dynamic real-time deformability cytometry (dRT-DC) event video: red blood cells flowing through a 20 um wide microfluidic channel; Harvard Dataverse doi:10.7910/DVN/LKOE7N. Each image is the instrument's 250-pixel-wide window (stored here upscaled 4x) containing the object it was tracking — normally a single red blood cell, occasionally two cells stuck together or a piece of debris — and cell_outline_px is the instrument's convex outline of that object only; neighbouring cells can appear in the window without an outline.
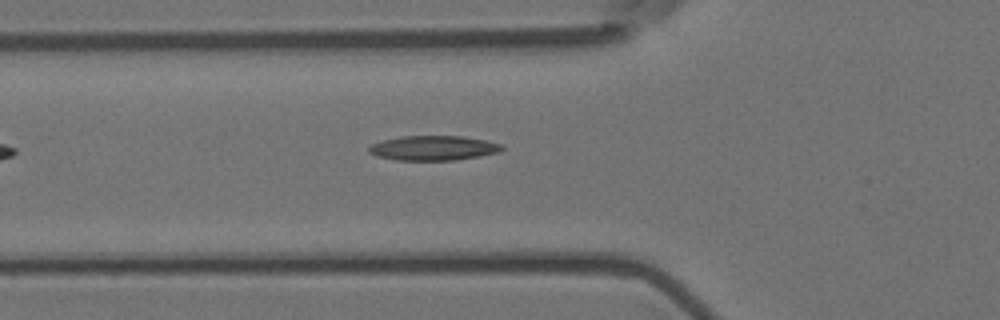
{"species": "Egyptian fruit bat (a non-hibernating species)", "species_latin": "Rousettus aegyptiacus", "temperature_condition": "room temperature", "stored_images_in_passage": 6, "camera_frame_rate_fps": 3000, "um_per_image_px": 0.085, "animal": {"sex": "female"}, "frame": {"image": 1, "passage_image": 6, "time_ms": 1.667, "image_size_px": [1000, 320], "cell_outline_px": [[504, 148], [500, 152], [480, 156], [456, 160], [396, 160], [376, 156], [368, 152], [368, 148], [372, 144], [384, 140], [404, 136], [460, 136], [484, 140], [500, 144]], "centroid_in_image_um": [36.83, 12.59], "position_along_channel_um": 89.0, "area_um2": 19.02}}